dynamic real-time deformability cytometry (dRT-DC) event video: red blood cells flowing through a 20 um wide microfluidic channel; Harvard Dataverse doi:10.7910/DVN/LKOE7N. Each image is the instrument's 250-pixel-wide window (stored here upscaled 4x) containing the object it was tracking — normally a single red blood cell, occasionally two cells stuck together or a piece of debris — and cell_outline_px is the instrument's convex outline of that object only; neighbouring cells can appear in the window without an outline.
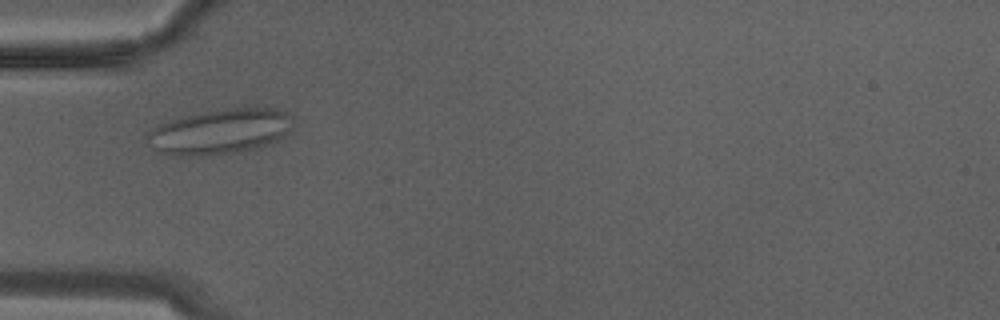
{"species": "Egyptian fruit bat (a non-hibernating species)", "species_latin": "Rousettus aegyptiacus", "temperature_condition": "warm", "stored_images_in_passage": 13, "camera_frame_rate_fps": 3000, "um_per_image_px": 0.085, "animal": {"sex": "male"}, "frame": {"image": 1, "passage_image": 6, "time_ms": 1.667, "image_size_px": [1000, 320], "cell_outline_px": [[292, 116], [288, 128], [276, 140], [252, 148], [232, 152], [208, 156], [176, 156], [160, 152], [148, 144], [144, 136], [152, 128], [160, 124], [184, 116], [204, 112], [228, 108], [276, 108]], "centroid_in_image_um": [18.59, 11.19], "position_along_channel_um": 66.4, "area_um2": 37.57}}